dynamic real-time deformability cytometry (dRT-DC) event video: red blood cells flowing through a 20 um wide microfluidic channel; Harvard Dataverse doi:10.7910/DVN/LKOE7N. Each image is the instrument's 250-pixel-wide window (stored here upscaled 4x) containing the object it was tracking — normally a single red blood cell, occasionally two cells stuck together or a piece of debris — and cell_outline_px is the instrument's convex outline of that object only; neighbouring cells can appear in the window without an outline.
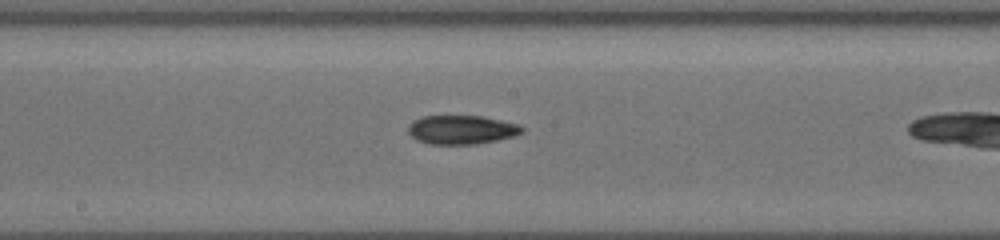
{"species": "common noctule bat (a hibernating species)", "species_latin": "Nyctalus noctula", "temperature_condition": "cold", "stored_images_in_passage": 40, "camera_frame_rate_fps": 3000, "um_per_image_px": 0.085, "animal": {"sex": "female", "body_mass_g": 19.5, "forearm_length_mm": 54.1}, "frame": {"image": 1, "passage_image": 33, "time_ms": 9.0, "image_size_px": [1000, 240], "cell_outline_px": [[524, 132], [512, 136], [496, 140], [472, 144], [428, 144], [416, 140], [408, 132], [408, 124], [412, 120], [424, 116], [480, 116], [520, 124], [524, 128]], "centroid_in_image_um": [39.2, 11.02], "position_along_channel_um": 209.0, "area_um2": 19.13}}